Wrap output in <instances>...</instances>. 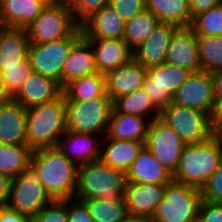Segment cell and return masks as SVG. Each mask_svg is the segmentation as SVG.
I'll return each mask as SVG.
<instances>
[{
	"mask_svg": "<svg viewBox=\"0 0 222 222\" xmlns=\"http://www.w3.org/2000/svg\"><path fill=\"white\" fill-rule=\"evenodd\" d=\"M30 168L52 200L75 197L78 166L57 147L33 150Z\"/></svg>",
	"mask_w": 222,
	"mask_h": 222,
	"instance_id": "6da1fadb",
	"label": "cell"
},
{
	"mask_svg": "<svg viewBox=\"0 0 222 222\" xmlns=\"http://www.w3.org/2000/svg\"><path fill=\"white\" fill-rule=\"evenodd\" d=\"M66 132V97L26 109V140L32 149L56 147Z\"/></svg>",
	"mask_w": 222,
	"mask_h": 222,
	"instance_id": "7a4b0ae2",
	"label": "cell"
},
{
	"mask_svg": "<svg viewBox=\"0 0 222 222\" xmlns=\"http://www.w3.org/2000/svg\"><path fill=\"white\" fill-rule=\"evenodd\" d=\"M221 158V138L211 137L200 144L185 145L173 180L201 190L219 166Z\"/></svg>",
	"mask_w": 222,
	"mask_h": 222,
	"instance_id": "3957f363",
	"label": "cell"
},
{
	"mask_svg": "<svg viewBox=\"0 0 222 222\" xmlns=\"http://www.w3.org/2000/svg\"><path fill=\"white\" fill-rule=\"evenodd\" d=\"M126 176L101 160L79 165L75 198L119 201L124 196Z\"/></svg>",
	"mask_w": 222,
	"mask_h": 222,
	"instance_id": "277c9868",
	"label": "cell"
},
{
	"mask_svg": "<svg viewBox=\"0 0 222 222\" xmlns=\"http://www.w3.org/2000/svg\"><path fill=\"white\" fill-rule=\"evenodd\" d=\"M113 108L107 93L86 101H66V131L104 137Z\"/></svg>",
	"mask_w": 222,
	"mask_h": 222,
	"instance_id": "5b68a950",
	"label": "cell"
},
{
	"mask_svg": "<svg viewBox=\"0 0 222 222\" xmlns=\"http://www.w3.org/2000/svg\"><path fill=\"white\" fill-rule=\"evenodd\" d=\"M202 199L200 189L172 180L166 184L164 198L150 219L158 222H198Z\"/></svg>",
	"mask_w": 222,
	"mask_h": 222,
	"instance_id": "8992f818",
	"label": "cell"
},
{
	"mask_svg": "<svg viewBox=\"0 0 222 222\" xmlns=\"http://www.w3.org/2000/svg\"><path fill=\"white\" fill-rule=\"evenodd\" d=\"M78 27L69 4L48 3L26 30L30 44H43L69 37Z\"/></svg>",
	"mask_w": 222,
	"mask_h": 222,
	"instance_id": "52a82bcc",
	"label": "cell"
},
{
	"mask_svg": "<svg viewBox=\"0 0 222 222\" xmlns=\"http://www.w3.org/2000/svg\"><path fill=\"white\" fill-rule=\"evenodd\" d=\"M160 119L177 132L185 145L200 144L212 137L210 115L200 110L171 101L160 112Z\"/></svg>",
	"mask_w": 222,
	"mask_h": 222,
	"instance_id": "ba28073f",
	"label": "cell"
},
{
	"mask_svg": "<svg viewBox=\"0 0 222 222\" xmlns=\"http://www.w3.org/2000/svg\"><path fill=\"white\" fill-rule=\"evenodd\" d=\"M83 36L79 26L69 37L43 44H30L29 61L33 72L53 78L61 87L64 62L72 46Z\"/></svg>",
	"mask_w": 222,
	"mask_h": 222,
	"instance_id": "9c48e42d",
	"label": "cell"
},
{
	"mask_svg": "<svg viewBox=\"0 0 222 222\" xmlns=\"http://www.w3.org/2000/svg\"><path fill=\"white\" fill-rule=\"evenodd\" d=\"M191 73L186 68L166 62L147 69L143 87L149 95L151 103L159 112L172 101L178 88Z\"/></svg>",
	"mask_w": 222,
	"mask_h": 222,
	"instance_id": "30bf717a",
	"label": "cell"
},
{
	"mask_svg": "<svg viewBox=\"0 0 222 222\" xmlns=\"http://www.w3.org/2000/svg\"><path fill=\"white\" fill-rule=\"evenodd\" d=\"M53 200L31 168L11 180L8 207L32 219Z\"/></svg>",
	"mask_w": 222,
	"mask_h": 222,
	"instance_id": "8fae6325",
	"label": "cell"
},
{
	"mask_svg": "<svg viewBox=\"0 0 222 222\" xmlns=\"http://www.w3.org/2000/svg\"><path fill=\"white\" fill-rule=\"evenodd\" d=\"M145 146L166 169L175 173L185 146L175 130L160 118L151 121Z\"/></svg>",
	"mask_w": 222,
	"mask_h": 222,
	"instance_id": "7c38bea8",
	"label": "cell"
},
{
	"mask_svg": "<svg viewBox=\"0 0 222 222\" xmlns=\"http://www.w3.org/2000/svg\"><path fill=\"white\" fill-rule=\"evenodd\" d=\"M172 102L211 115L215 103L211 73L204 70L192 72L178 88Z\"/></svg>",
	"mask_w": 222,
	"mask_h": 222,
	"instance_id": "4fadbf2b",
	"label": "cell"
},
{
	"mask_svg": "<svg viewBox=\"0 0 222 222\" xmlns=\"http://www.w3.org/2000/svg\"><path fill=\"white\" fill-rule=\"evenodd\" d=\"M165 62L186 68L191 72L202 70L197 37L194 30L188 27H178L170 40Z\"/></svg>",
	"mask_w": 222,
	"mask_h": 222,
	"instance_id": "5bb4252c",
	"label": "cell"
},
{
	"mask_svg": "<svg viewBox=\"0 0 222 222\" xmlns=\"http://www.w3.org/2000/svg\"><path fill=\"white\" fill-rule=\"evenodd\" d=\"M166 184L126 183L124 198L130 217L151 218L164 198Z\"/></svg>",
	"mask_w": 222,
	"mask_h": 222,
	"instance_id": "9a60e30c",
	"label": "cell"
},
{
	"mask_svg": "<svg viewBox=\"0 0 222 222\" xmlns=\"http://www.w3.org/2000/svg\"><path fill=\"white\" fill-rule=\"evenodd\" d=\"M62 88L53 78L31 71L13 99L25 109L55 100Z\"/></svg>",
	"mask_w": 222,
	"mask_h": 222,
	"instance_id": "2e32d148",
	"label": "cell"
},
{
	"mask_svg": "<svg viewBox=\"0 0 222 222\" xmlns=\"http://www.w3.org/2000/svg\"><path fill=\"white\" fill-rule=\"evenodd\" d=\"M178 27L169 23H158L147 40L136 47L133 58L145 68L165 62L171 37Z\"/></svg>",
	"mask_w": 222,
	"mask_h": 222,
	"instance_id": "e0dca14e",
	"label": "cell"
},
{
	"mask_svg": "<svg viewBox=\"0 0 222 222\" xmlns=\"http://www.w3.org/2000/svg\"><path fill=\"white\" fill-rule=\"evenodd\" d=\"M100 143L96 134L66 131L58 139L56 147L79 166L100 160Z\"/></svg>",
	"mask_w": 222,
	"mask_h": 222,
	"instance_id": "ac0fdd59",
	"label": "cell"
},
{
	"mask_svg": "<svg viewBox=\"0 0 222 222\" xmlns=\"http://www.w3.org/2000/svg\"><path fill=\"white\" fill-rule=\"evenodd\" d=\"M147 68L133 57L125 64L106 74L107 94L113 102L120 96L143 88Z\"/></svg>",
	"mask_w": 222,
	"mask_h": 222,
	"instance_id": "d6986e66",
	"label": "cell"
},
{
	"mask_svg": "<svg viewBox=\"0 0 222 222\" xmlns=\"http://www.w3.org/2000/svg\"><path fill=\"white\" fill-rule=\"evenodd\" d=\"M91 42L82 36L71 48L61 74V88L83 76L97 73Z\"/></svg>",
	"mask_w": 222,
	"mask_h": 222,
	"instance_id": "ffe728a7",
	"label": "cell"
},
{
	"mask_svg": "<svg viewBox=\"0 0 222 222\" xmlns=\"http://www.w3.org/2000/svg\"><path fill=\"white\" fill-rule=\"evenodd\" d=\"M91 42L95 64L98 73L107 74L109 71L127 63L133 52L126 41L122 39L86 38Z\"/></svg>",
	"mask_w": 222,
	"mask_h": 222,
	"instance_id": "44dd1931",
	"label": "cell"
},
{
	"mask_svg": "<svg viewBox=\"0 0 222 222\" xmlns=\"http://www.w3.org/2000/svg\"><path fill=\"white\" fill-rule=\"evenodd\" d=\"M126 183L167 184L173 174L144 146L125 173Z\"/></svg>",
	"mask_w": 222,
	"mask_h": 222,
	"instance_id": "7402d4cb",
	"label": "cell"
},
{
	"mask_svg": "<svg viewBox=\"0 0 222 222\" xmlns=\"http://www.w3.org/2000/svg\"><path fill=\"white\" fill-rule=\"evenodd\" d=\"M0 144H27L26 109L14 99L0 103Z\"/></svg>",
	"mask_w": 222,
	"mask_h": 222,
	"instance_id": "603a6c76",
	"label": "cell"
},
{
	"mask_svg": "<svg viewBox=\"0 0 222 222\" xmlns=\"http://www.w3.org/2000/svg\"><path fill=\"white\" fill-rule=\"evenodd\" d=\"M85 38L122 39L125 21L110 5L101 8L81 26Z\"/></svg>",
	"mask_w": 222,
	"mask_h": 222,
	"instance_id": "cb8c5ba5",
	"label": "cell"
},
{
	"mask_svg": "<svg viewBox=\"0 0 222 222\" xmlns=\"http://www.w3.org/2000/svg\"><path fill=\"white\" fill-rule=\"evenodd\" d=\"M48 4L46 0H2L0 1V26L26 28Z\"/></svg>",
	"mask_w": 222,
	"mask_h": 222,
	"instance_id": "d4e9b609",
	"label": "cell"
},
{
	"mask_svg": "<svg viewBox=\"0 0 222 222\" xmlns=\"http://www.w3.org/2000/svg\"><path fill=\"white\" fill-rule=\"evenodd\" d=\"M104 140V141H103ZM100 160L113 169L126 173L139 152L145 146V142L133 140H117L106 135L101 139ZM106 147H105V145Z\"/></svg>",
	"mask_w": 222,
	"mask_h": 222,
	"instance_id": "484cf974",
	"label": "cell"
},
{
	"mask_svg": "<svg viewBox=\"0 0 222 222\" xmlns=\"http://www.w3.org/2000/svg\"><path fill=\"white\" fill-rule=\"evenodd\" d=\"M29 48L26 28L0 26V67L20 66L28 58Z\"/></svg>",
	"mask_w": 222,
	"mask_h": 222,
	"instance_id": "4316f807",
	"label": "cell"
},
{
	"mask_svg": "<svg viewBox=\"0 0 222 222\" xmlns=\"http://www.w3.org/2000/svg\"><path fill=\"white\" fill-rule=\"evenodd\" d=\"M150 121L144 117L117 112L114 108L106 136L117 140L146 142Z\"/></svg>",
	"mask_w": 222,
	"mask_h": 222,
	"instance_id": "83f0119b",
	"label": "cell"
},
{
	"mask_svg": "<svg viewBox=\"0 0 222 222\" xmlns=\"http://www.w3.org/2000/svg\"><path fill=\"white\" fill-rule=\"evenodd\" d=\"M146 9L157 16L159 23L188 27L192 23L189 0H145Z\"/></svg>",
	"mask_w": 222,
	"mask_h": 222,
	"instance_id": "f1b7e54d",
	"label": "cell"
},
{
	"mask_svg": "<svg viewBox=\"0 0 222 222\" xmlns=\"http://www.w3.org/2000/svg\"><path fill=\"white\" fill-rule=\"evenodd\" d=\"M62 93L66 101H86L98 98L107 93L106 75L94 73L68 83Z\"/></svg>",
	"mask_w": 222,
	"mask_h": 222,
	"instance_id": "f546056e",
	"label": "cell"
},
{
	"mask_svg": "<svg viewBox=\"0 0 222 222\" xmlns=\"http://www.w3.org/2000/svg\"><path fill=\"white\" fill-rule=\"evenodd\" d=\"M113 107L117 112L144 117L150 122L160 118V112L151 103L150 97L143 88L135 92L118 97L113 102ZM148 114V116H147ZM150 117V118H149Z\"/></svg>",
	"mask_w": 222,
	"mask_h": 222,
	"instance_id": "4dcf8cb0",
	"label": "cell"
},
{
	"mask_svg": "<svg viewBox=\"0 0 222 222\" xmlns=\"http://www.w3.org/2000/svg\"><path fill=\"white\" fill-rule=\"evenodd\" d=\"M32 151L27 144H0V172L15 178L28 170Z\"/></svg>",
	"mask_w": 222,
	"mask_h": 222,
	"instance_id": "1f68e13d",
	"label": "cell"
},
{
	"mask_svg": "<svg viewBox=\"0 0 222 222\" xmlns=\"http://www.w3.org/2000/svg\"><path fill=\"white\" fill-rule=\"evenodd\" d=\"M82 200L95 222H122L129 215L124 196L119 201H104L102 198H77Z\"/></svg>",
	"mask_w": 222,
	"mask_h": 222,
	"instance_id": "d6a6232c",
	"label": "cell"
},
{
	"mask_svg": "<svg viewBox=\"0 0 222 222\" xmlns=\"http://www.w3.org/2000/svg\"><path fill=\"white\" fill-rule=\"evenodd\" d=\"M159 21L157 16L145 9L143 12L125 22V33L123 39L133 51L140 44L145 42L153 32Z\"/></svg>",
	"mask_w": 222,
	"mask_h": 222,
	"instance_id": "836d02e7",
	"label": "cell"
},
{
	"mask_svg": "<svg viewBox=\"0 0 222 222\" xmlns=\"http://www.w3.org/2000/svg\"><path fill=\"white\" fill-rule=\"evenodd\" d=\"M202 70L214 73L222 70V35H196Z\"/></svg>",
	"mask_w": 222,
	"mask_h": 222,
	"instance_id": "e575fe53",
	"label": "cell"
},
{
	"mask_svg": "<svg viewBox=\"0 0 222 222\" xmlns=\"http://www.w3.org/2000/svg\"><path fill=\"white\" fill-rule=\"evenodd\" d=\"M195 35L221 36L222 35V4L197 15L190 25Z\"/></svg>",
	"mask_w": 222,
	"mask_h": 222,
	"instance_id": "d590c367",
	"label": "cell"
},
{
	"mask_svg": "<svg viewBox=\"0 0 222 222\" xmlns=\"http://www.w3.org/2000/svg\"><path fill=\"white\" fill-rule=\"evenodd\" d=\"M31 71L29 58L24 62H21L20 66L0 67V72L3 75L6 89L12 97L18 92L22 83Z\"/></svg>",
	"mask_w": 222,
	"mask_h": 222,
	"instance_id": "8d00e7d4",
	"label": "cell"
},
{
	"mask_svg": "<svg viewBox=\"0 0 222 222\" xmlns=\"http://www.w3.org/2000/svg\"><path fill=\"white\" fill-rule=\"evenodd\" d=\"M110 0H71L69 7L71 9L75 22L81 26L88 18L108 6Z\"/></svg>",
	"mask_w": 222,
	"mask_h": 222,
	"instance_id": "74e56055",
	"label": "cell"
},
{
	"mask_svg": "<svg viewBox=\"0 0 222 222\" xmlns=\"http://www.w3.org/2000/svg\"><path fill=\"white\" fill-rule=\"evenodd\" d=\"M31 222H68L66 200H53L43 207Z\"/></svg>",
	"mask_w": 222,
	"mask_h": 222,
	"instance_id": "f35d334b",
	"label": "cell"
},
{
	"mask_svg": "<svg viewBox=\"0 0 222 222\" xmlns=\"http://www.w3.org/2000/svg\"><path fill=\"white\" fill-rule=\"evenodd\" d=\"M202 198L209 202L222 203V158L219 166L201 189Z\"/></svg>",
	"mask_w": 222,
	"mask_h": 222,
	"instance_id": "ab89813d",
	"label": "cell"
},
{
	"mask_svg": "<svg viewBox=\"0 0 222 222\" xmlns=\"http://www.w3.org/2000/svg\"><path fill=\"white\" fill-rule=\"evenodd\" d=\"M109 5L125 22L146 9L145 0H110Z\"/></svg>",
	"mask_w": 222,
	"mask_h": 222,
	"instance_id": "60d3db41",
	"label": "cell"
},
{
	"mask_svg": "<svg viewBox=\"0 0 222 222\" xmlns=\"http://www.w3.org/2000/svg\"><path fill=\"white\" fill-rule=\"evenodd\" d=\"M68 222H95L85 203L77 198L66 200Z\"/></svg>",
	"mask_w": 222,
	"mask_h": 222,
	"instance_id": "b9f144b4",
	"label": "cell"
},
{
	"mask_svg": "<svg viewBox=\"0 0 222 222\" xmlns=\"http://www.w3.org/2000/svg\"><path fill=\"white\" fill-rule=\"evenodd\" d=\"M198 222H222V203L202 199L199 207Z\"/></svg>",
	"mask_w": 222,
	"mask_h": 222,
	"instance_id": "7bdbcfd3",
	"label": "cell"
},
{
	"mask_svg": "<svg viewBox=\"0 0 222 222\" xmlns=\"http://www.w3.org/2000/svg\"><path fill=\"white\" fill-rule=\"evenodd\" d=\"M210 131L212 137L222 139V99L215 100L210 115Z\"/></svg>",
	"mask_w": 222,
	"mask_h": 222,
	"instance_id": "ee69618b",
	"label": "cell"
},
{
	"mask_svg": "<svg viewBox=\"0 0 222 222\" xmlns=\"http://www.w3.org/2000/svg\"><path fill=\"white\" fill-rule=\"evenodd\" d=\"M192 20L199 14L206 12L217 5L222 4V0H189Z\"/></svg>",
	"mask_w": 222,
	"mask_h": 222,
	"instance_id": "f6af8a7d",
	"label": "cell"
},
{
	"mask_svg": "<svg viewBox=\"0 0 222 222\" xmlns=\"http://www.w3.org/2000/svg\"><path fill=\"white\" fill-rule=\"evenodd\" d=\"M0 222H31V219L6 206L0 208Z\"/></svg>",
	"mask_w": 222,
	"mask_h": 222,
	"instance_id": "bcb514c9",
	"label": "cell"
},
{
	"mask_svg": "<svg viewBox=\"0 0 222 222\" xmlns=\"http://www.w3.org/2000/svg\"><path fill=\"white\" fill-rule=\"evenodd\" d=\"M11 180L12 178L0 172V208L8 205Z\"/></svg>",
	"mask_w": 222,
	"mask_h": 222,
	"instance_id": "7dc6e473",
	"label": "cell"
},
{
	"mask_svg": "<svg viewBox=\"0 0 222 222\" xmlns=\"http://www.w3.org/2000/svg\"><path fill=\"white\" fill-rule=\"evenodd\" d=\"M213 79V95L215 100L222 99V70L211 73Z\"/></svg>",
	"mask_w": 222,
	"mask_h": 222,
	"instance_id": "c3c4849f",
	"label": "cell"
},
{
	"mask_svg": "<svg viewBox=\"0 0 222 222\" xmlns=\"http://www.w3.org/2000/svg\"><path fill=\"white\" fill-rule=\"evenodd\" d=\"M12 99H13V97L10 95V93L6 89L3 75L0 72V103H4V102L10 101Z\"/></svg>",
	"mask_w": 222,
	"mask_h": 222,
	"instance_id": "681fc988",
	"label": "cell"
},
{
	"mask_svg": "<svg viewBox=\"0 0 222 222\" xmlns=\"http://www.w3.org/2000/svg\"><path fill=\"white\" fill-rule=\"evenodd\" d=\"M122 222H150V218H148V217H130V216H128Z\"/></svg>",
	"mask_w": 222,
	"mask_h": 222,
	"instance_id": "f907efd6",
	"label": "cell"
},
{
	"mask_svg": "<svg viewBox=\"0 0 222 222\" xmlns=\"http://www.w3.org/2000/svg\"><path fill=\"white\" fill-rule=\"evenodd\" d=\"M48 3H63L69 4L71 0H46Z\"/></svg>",
	"mask_w": 222,
	"mask_h": 222,
	"instance_id": "816d5d0a",
	"label": "cell"
},
{
	"mask_svg": "<svg viewBox=\"0 0 222 222\" xmlns=\"http://www.w3.org/2000/svg\"><path fill=\"white\" fill-rule=\"evenodd\" d=\"M150 222H158V221H155V220H153V219H150Z\"/></svg>",
	"mask_w": 222,
	"mask_h": 222,
	"instance_id": "f5cc1de1",
	"label": "cell"
}]
</instances>
